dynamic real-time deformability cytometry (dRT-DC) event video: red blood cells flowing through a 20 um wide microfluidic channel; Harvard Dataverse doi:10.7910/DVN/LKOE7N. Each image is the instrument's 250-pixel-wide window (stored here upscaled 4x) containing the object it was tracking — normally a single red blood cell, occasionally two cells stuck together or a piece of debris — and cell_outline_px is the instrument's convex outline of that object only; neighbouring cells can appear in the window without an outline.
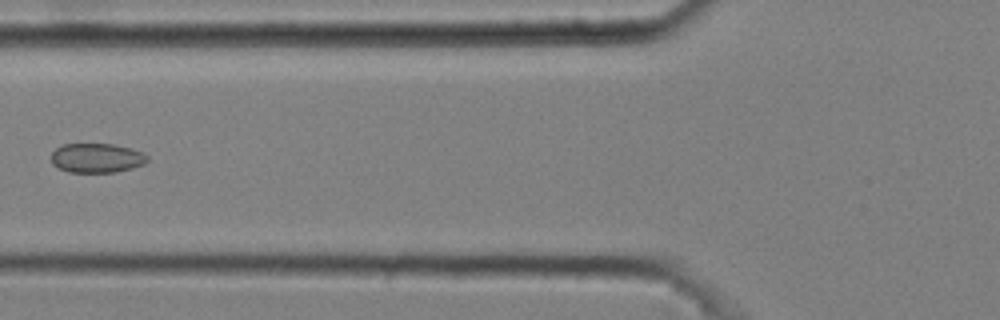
{"species": "common noctule bat (a hibernating species)", "species_latin": "Nyctalus noctula", "temperature_condition": "cold", "stored_images_in_passage": 7, "camera_frame_rate_fps": 3000, "um_per_image_px": 0.085, "animal": {"sex": "male", "body_mass_g": 20.4}, "frame": {"image": 1, "passage_image": 4, "time_ms": 1.0, "image_size_px": [1000, 320], "cell_outline_px": [[148, 160], [144, 164], [132, 168], [116, 172], [68, 172], [52, 164], [52, 152], [56, 148], [64, 144], [116, 144], [132, 148], [144, 152], [148, 156]], "centroid_in_image_um": [8.26, 13.42], "position_along_channel_um": 117.5, "area_um2": 16.59}}
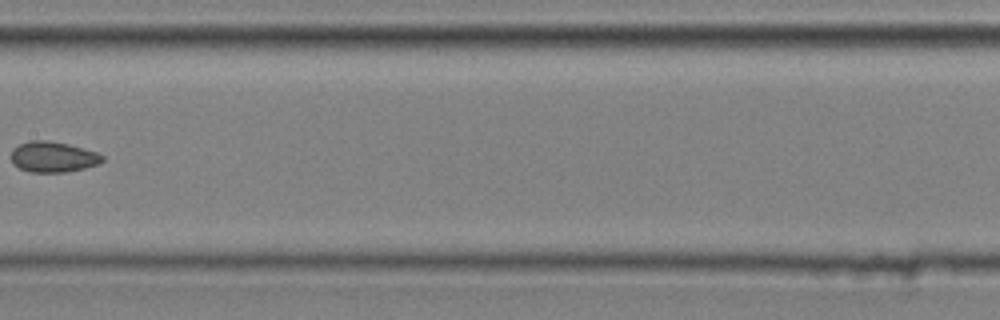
{"frame": {"image": 2, "passage_image": 6, "time_ms": 1.667, "image_size_px": [1000, 320], "cell_outline_px": [[104, 160], [100, 164], [68, 172], [32, 172], [20, 168], [12, 160], [12, 148], [20, 144], [32, 140], [48, 140], [68, 144], [96, 152], [104, 156]], "centroid_in_image_um": [4.55, 13.33], "position_along_channel_um": 202.9, "area_um2": 16.18}}
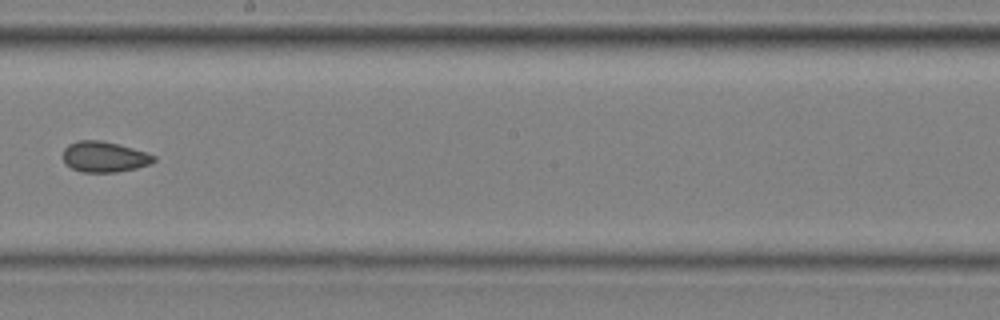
{"frame": {"image": 3, "passage_image": 7, "time_ms": 2.0, "image_size_px": [1000, 320], "cell_outline_px": [[156, 160], [152, 164], [136, 168], [116, 172], [80, 172], [64, 164], [64, 148], [68, 144], [76, 140], [100, 140], [120, 144], [148, 152], [156, 156]], "centroid_in_image_um": [8.89, 13.32], "position_along_channel_um": 239.3, "area_um2": 16.53}}